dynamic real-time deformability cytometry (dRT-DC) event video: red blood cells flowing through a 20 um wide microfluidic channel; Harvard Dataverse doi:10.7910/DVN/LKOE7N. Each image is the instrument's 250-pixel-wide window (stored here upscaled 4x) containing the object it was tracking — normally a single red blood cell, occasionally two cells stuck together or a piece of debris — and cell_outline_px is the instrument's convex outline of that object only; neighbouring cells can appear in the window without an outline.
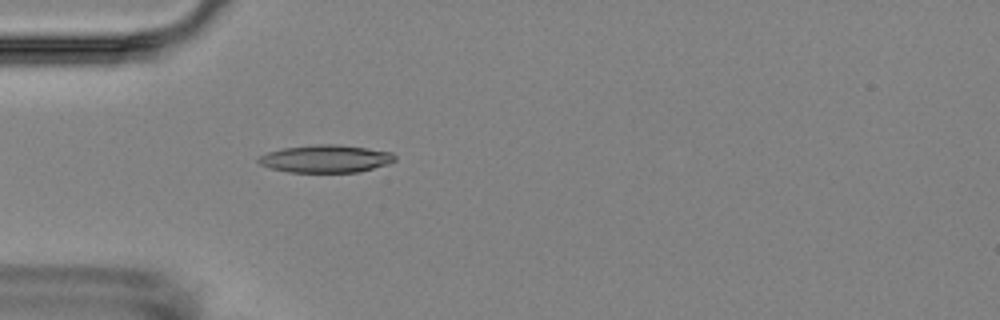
{"species": "Egyptian fruit bat (a non-hibernating species)", "species_latin": "Rousettus aegyptiacus", "temperature_condition": "room temperature", "stored_images_in_passage": 4, "camera_frame_rate_fps": 3000, "um_per_image_px": 0.085, "animal": {"sex": "female"}, "frame": {"image": 1, "passage_image": 4, "time_ms": 4.333, "image_size_px": [1000, 320], "cell_outline_px": [[396, 160], [388, 164], [356, 172], [288, 172], [272, 168], [260, 164], [256, 160], [256, 156], [268, 152], [284, 148], [316, 144], [336, 144], [392, 152], [396, 156]], "centroid_in_image_um": [27.66, 13.49], "position_along_channel_um": 57.3, "area_um2": 21.85}}